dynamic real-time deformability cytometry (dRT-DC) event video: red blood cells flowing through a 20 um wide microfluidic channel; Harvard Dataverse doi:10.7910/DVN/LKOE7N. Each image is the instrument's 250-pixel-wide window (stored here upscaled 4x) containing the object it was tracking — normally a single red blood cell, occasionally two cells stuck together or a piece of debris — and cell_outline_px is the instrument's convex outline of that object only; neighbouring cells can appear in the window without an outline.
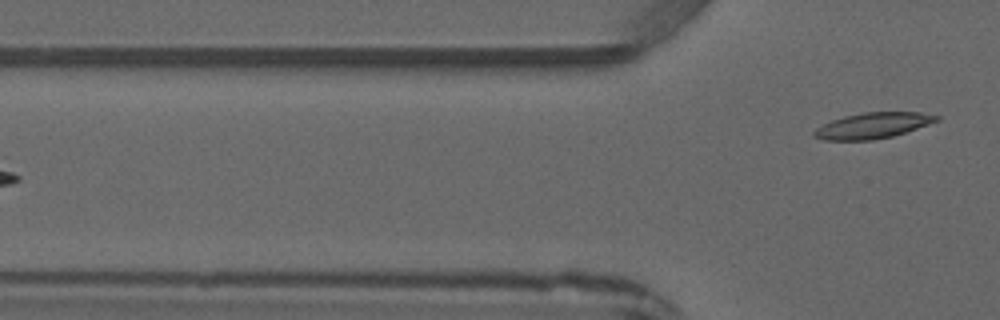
{"species": "common noctule bat (a hibernating species)", "species_latin": "Nyctalus noctula", "temperature_condition": "warm", "stored_images_in_passage": 4, "camera_frame_rate_fps": 3000, "um_per_image_px": 0.085, "animal": {"sex": "male", "forearm_length_mm": 52.5}, "frame": {"image": 1, "passage_image": 4, "time_ms": 4.667, "image_size_px": [1000, 320], "cell_outline_px": [[940, 120], [892, 136], [872, 140], [824, 140], [812, 136], [812, 132], [816, 128], [832, 120], [844, 116], [864, 112], [920, 112], [940, 116]], "centroid_in_image_um": [74.16, 10.67], "position_along_channel_um": 51.6, "area_um2": 18.26}}